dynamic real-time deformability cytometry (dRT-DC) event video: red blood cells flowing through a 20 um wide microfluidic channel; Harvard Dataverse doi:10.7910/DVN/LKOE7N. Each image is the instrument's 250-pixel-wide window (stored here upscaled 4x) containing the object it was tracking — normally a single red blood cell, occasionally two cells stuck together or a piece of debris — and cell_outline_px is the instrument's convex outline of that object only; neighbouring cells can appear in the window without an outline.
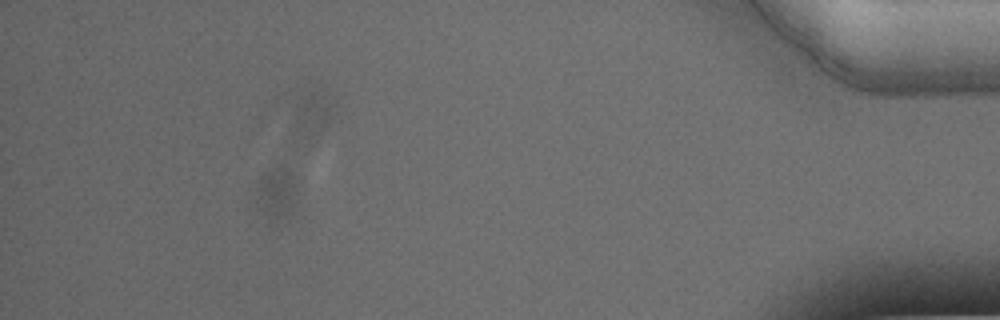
{"species": "Egyptian fruit bat (a non-hibernating species)", "species_latin": "Rousettus aegyptiacus", "temperature_condition": "warm", "stored_images_in_passage": 44, "camera_frame_rate_fps": 3000, "um_per_image_px": 0.085, "animal": {"sex": "male"}, "frame": {"image": 1, "passage_image": 38, "time_ms": 12.333, "image_size_px": [1000, 320], "cell_outline_px": [[296, 192], [292, 208], [288, 220], [268, 224], [256, 200], [260, 180], [272, 168], [284, 168], [292, 172], [296, 184]], "centroid_in_image_um": [23.52, 16.57], "position_along_channel_um": 411.7, "area_um2": 12.31}}